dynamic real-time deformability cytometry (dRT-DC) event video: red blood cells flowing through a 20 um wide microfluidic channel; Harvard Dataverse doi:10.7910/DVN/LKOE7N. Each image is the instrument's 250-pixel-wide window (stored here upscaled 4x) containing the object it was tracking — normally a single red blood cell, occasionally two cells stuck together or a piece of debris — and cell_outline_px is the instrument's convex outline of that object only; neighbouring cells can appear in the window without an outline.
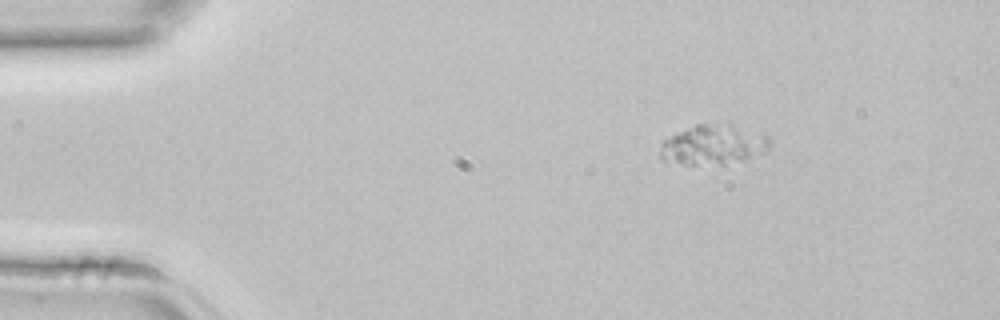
{"species": "common noctule bat (a hibernating species)", "species_latin": "Nyctalus noctula", "temperature_condition": "room temperature", "stored_images_in_passage": 4, "segment_of_instrument_passage": [2, 2], "camera_frame_rate_fps": 3000, "um_per_image_px": 0.085, "animal": {"sex": "female", "body_mass_g": 22.7, "forearm_length_mm": 54.2}, "frame": {"image": 1, "passage_image": 4, "time_ms": 1.0, "image_size_px": [1000, 320], "cell_outline_px": [[772, 144], [764, 152], [744, 160], [724, 164], [684, 164], [664, 160], [660, 156], [660, 144], [664, 140], [676, 132], [696, 124], [732, 124], [768, 136], [772, 140]], "centroid_in_image_um": [60.64, 12.3], "position_along_channel_um": 24.4, "area_um2": 25.43}}